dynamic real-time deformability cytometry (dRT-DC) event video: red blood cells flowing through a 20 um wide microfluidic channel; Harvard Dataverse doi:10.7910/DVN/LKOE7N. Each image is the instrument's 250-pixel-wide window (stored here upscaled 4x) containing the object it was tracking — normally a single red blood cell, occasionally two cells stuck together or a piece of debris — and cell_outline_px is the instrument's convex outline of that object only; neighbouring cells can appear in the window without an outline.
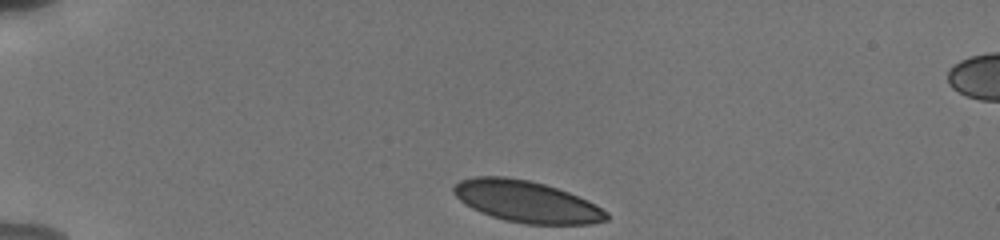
{"species": "human", "species_latin": "Homo sapiens", "temperature_condition": "cold", "stored_images_in_passage": 37, "camera_frame_rate_fps": 3000, "um_per_image_px": 0.085, "donor": {"sex": "male"}, "frame": {"image": 1, "passage_image": 1, "time_ms": 0.0, "image_size_px": [1000, 240], "cell_outline_px": [[608, 220], [592, 224], [528, 224], [504, 220], [480, 212], [472, 208], [460, 200], [452, 192], [452, 188], [460, 180], [472, 176], [504, 176], [528, 180], [544, 184], [568, 192], [588, 200], [596, 204], [608, 212]], "centroid_in_image_um": [44.76, 17.13], "position_along_channel_um": 40.2, "area_um2": 37.05}}
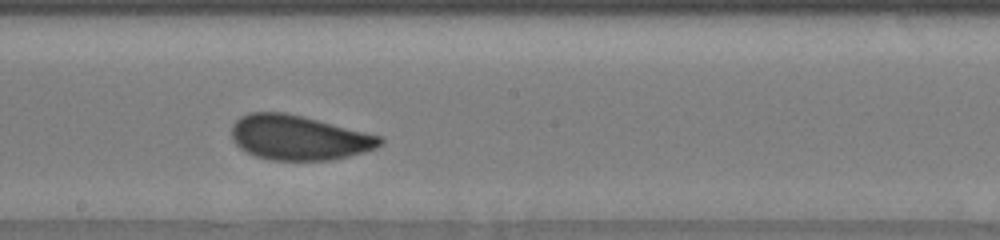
{"frame": {"image": 2, "passage_image": 20, "time_ms": 6.333, "image_size_px": [1000, 240], "cell_outline_px": [[384, 140], [376, 148], [364, 152], [332, 160], [272, 160], [256, 156], [240, 148], [232, 140], [232, 124], [240, 116], [248, 112], [284, 112], [380, 136]], "centroid_in_image_um": [25.34, 11.7], "position_along_channel_um": 222.9, "area_um2": 38.26}}
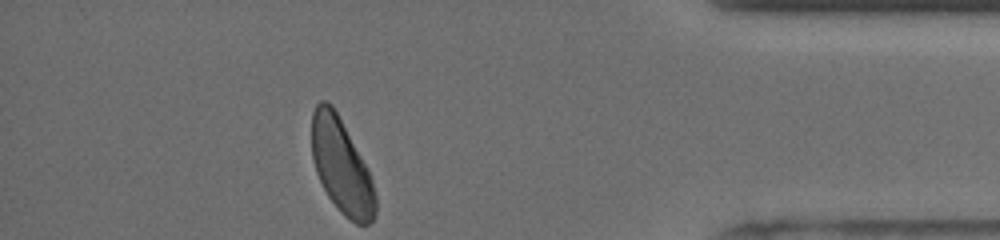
{"frame": {"image": 3, "passage_image": 37, "time_ms": 12.0, "image_size_px": [1000, 240], "cell_outline_px": [[376, 216], [368, 224], [356, 224], [344, 216], [340, 212], [328, 196], [316, 172], [312, 160], [312, 112], [316, 104], [320, 100], [324, 100], [332, 104], [368, 168], [372, 180], [376, 196]], "centroid_in_image_um": [29.03, 14.14], "position_along_channel_um": 406.2, "area_um2": 35.14}, "authors_computed_cell_mechanics": {"area_um2": 38.6104, "velocity_mm_per_s": 3.7759, "shape_relaxation_time_tau1_ms": 4.2154, "shape_relaxation_time_tau2_ms": 0.5974, "deformation_change_tau1": 0.1098, "deformation_change_tau2": 0.0601}}